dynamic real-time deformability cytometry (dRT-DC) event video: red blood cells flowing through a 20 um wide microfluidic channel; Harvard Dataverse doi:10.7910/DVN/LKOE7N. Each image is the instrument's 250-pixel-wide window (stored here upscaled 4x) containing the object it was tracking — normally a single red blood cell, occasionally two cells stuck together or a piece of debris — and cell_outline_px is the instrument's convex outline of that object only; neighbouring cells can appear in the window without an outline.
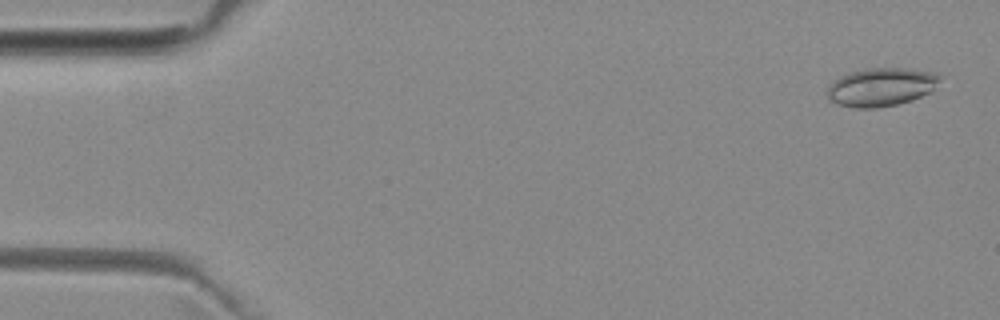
{"species": "common noctule bat (a hibernating species)", "species_latin": "Nyctalus noctula", "temperature_condition": "room temperature", "stored_images_in_passage": 5, "camera_frame_rate_fps": 3000, "um_per_image_px": 0.085, "animal": {"sex": "female", "body_mass_g": 29.2, "forearm_length_mm": 56.3}, "frame": {"image": 1, "passage_image": 1, "time_ms": 0.0, "image_size_px": [1000, 320], "cell_outline_px": [[940, 80], [928, 92], [912, 100], [896, 104], [876, 108], [852, 108], [836, 104], [828, 100], [828, 88], [840, 76], [848, 72], [868, 68], [904, 68], [936, 72], [940, 76]], "centroid_in_image_um": [74.87, 7.4], "position_along_channel_um": 10.1, "area_um2": 25.03}}